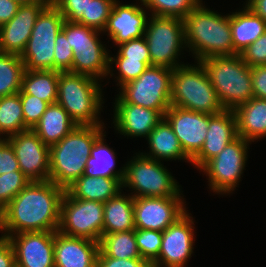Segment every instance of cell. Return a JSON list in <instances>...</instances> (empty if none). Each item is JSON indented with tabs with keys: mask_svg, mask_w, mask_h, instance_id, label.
<instances>
[{
	"mask_svg": "<svg viewBox=\"0 0 266 267\" xmlns=\"http://www.w3.org/2000/svg\"><path fill=\"white\" fill-rule=\"evenodd\" d=\"M65 191L50 180L31 181L0 211L1 236L58 231Z\"/></svg>",
	"mask_w": 266,
	"mask_h": 267,
	"instance_id": "cell-1",
	"label": "cell"
},
{
	"mask_svg": "<svg viewBox=\"0 0 266 267\" xmlns=\"http://www.w3.org/2000/svg\"><path fill=\"white\" fill-rule=\"evenodd\" d=\"M203 0L183 18L186 51L196 61L213 56H230L233 49L230 13L221 15L203 5Z\"/></svg>",
	"mask_w": 266,
	"mask_h": 267,
	"instance_id": "cell-2",
	"label": "cell"
},
{
	"mask_svg": "<svg viewBox=\"0 0 266 267\" xmlns=\"http://www.w3.org/2000/svg\"><path fill=\"white\" fill-rule=\"evenodd\" d=\"M104 125H77L58 143L50 146L49 180L67 189L84 175L88 157L95 141L106 131Z\"/></svg>",
	"mask_w": 266,
	"mask_h": 267,
	"instance_id": "cell-3",
	"label": "cell"
},
{
	"mask_svg": "<svg viewBox=\"0 0 266 267\" xmlns=\"http://www.w3.org/2000/svg\"><path fill=\"white\" fill-rule=\"evenodd\" d=\"M100 83L87 75L59 71L57 103L76 125H104L100 119L105 102Z\"/></svg>",
	"mask_w": 266,
	"mask_h": 267,
	"instance_id": "cell-4",
	"label": "cell"
},
{
	"mask_svg": "<svg viewBox=\"0 0 266 267\" xmlns=\"http://www.w3.org/2000/svg\"><path fill=\"white\" fill-rule=\"evenodd\" d=\"M195 63H186L173 69L171 106L211 115L224 111L202 63Z\"/></svg>",
	"mask_w": 266,
	"mask_h": 267,
	"instance_id": "cell-5",
	"label": "cell"
},
{
	"mask_svg": "<svg viewBox=\"0 0 266 267\" xmlns=\"http://www.w3.org/2000/svg\"><path fill=\"white\" fill-rule=\"evenodd\" d=\"M200 62L225 110H233L253 98L251 67L240 54L213 56Z\"/></svg>",
	"mask_w": 266,
	"mask_h": 267,
	"instance_id": "cell-6",
	"label": "cell"
},
{
	"mask_svg": "<svg viewBox=\"0 0 266 267\" xmlns=\"http://www.w3.org/2000/svg\"><path fill=\"white\" fill-rule=\"evenodd\" d=\"M163 164L145 157L140 152L135 153V156L124 164L122 188L128 187L134 198L184 196L180 188L182 186Z\"/></svg>",
	"mask_w": 266,
	"mask_h": 267,
	"instance_id": "cell-7",
	"label": "cell"
},
{
	"mask_svg": "<svg viewBox=\"0 0 266 267\" xmlns=\"http://www.w3.org/2000/svg\"><path fill=\"white\" fill-rule=\"evenodd\" d=\"M61 30L74 53L72 68L68 72L87 75L99 81L106 79L110 51L99 39L103 32L67 20L64 21Z\"/></svg>",
	"mask_w": 266,
	"mask_h": 267,
	"instance_id": "cell-8",
	"label": "cell"
},
{
	"mask_svg": "<svg viewBox=\"0 0 266 267\" xmlns=\"http://www.w3.org/2000/svg\"><path fill=\"white\" fill-rule=\"evenodd\" d=\"M144 38L147 42L151 66L174 69L185 64L179 56L186 50L183 19L149 15Z\"/></svg>",
	"mask_w": 266,
	"mask_h": 267,
	"instance_id": "cell-9",
	"label": "cell"
},
{
	"mask_svg": "<svg viewBox=\"0 0 266 267\" xmlns=\"http://www.w3.org/2000/svg\"><path fill=\"white\" fill-rule=\"evenodd\" d=\"M173 69L149 66L137 79L119 88L114 103H130L159 111L163 116L170 108Z\"/></svg>",
	"mask_w": 266,
	"mask_h": 267,
	"instance_id": "cell-10",
	"label": "cell"
},
{
	"mask_svg": "<svg viewBox=\"0 0 266 267\" xmlns=\"http://www.w3.org/2000/svg\"><path fill=\"white\" fill-rule=\"evenodd\" d=\"M65 19L50 2L38 15L21 60L25 70H54V47Z\"/></svg>",
	"mask_w": 266,
	"mask_h": 267,
	"instance_id": "cell-11",
	"label": "cell"
},
{
	"mask_svg": "<svg viewBox=\"0 0 266 267\" xmlns=\"http://www.w3.org/2000/svg\"><path fill=\"white\" fill-rule=\"evenodd\" d=\"M249 144L237 136L218 155L207 161L199 170L208 179V186L216 194H228L238 187L245 170Z\"/></svg>",
	"mask_w": 266,
	"mask_h": 267,
	"instance_id": "cell-12",
	"label": "cell"
},
{
	"mask_svg": "<svg viewBox=\"0 0 266 267\" xmlns=\"http://www.w3.org/2000/svg\"><path fill=\"white\" fill-rule=\"evenodd\" d=\"M103 209L102 202L76 199L65 191L58 231L67 236L99 242L103 235Z\"/></svg>",
	"mask_w": 266,
	"mask_h": 267,
	"instance_id": "cell-13",
	"label": "cell"
},
{
	"mask_svg": "<svg viewBox=\"0 0 266 267\" xmlns=\"http://www.w3.org/2000/svg\"><path fill=\"white\" fill-rule=\"evenodd\" d=\"M187 211L184 196L134 198L135 229L164 232Z\"/></svg>",
	"mask_w": 266,
	"mask_h": 267,
	"instance_id": "cell-14",
	"label": "cell"
},
{
	"mask_svg": "<svg viewBox=\"0 0 266 267\" xmlns=\"http://www.w3.org/2000/svg\"><path fill=\"white\" fill-rule=\"evenodd\" d=\"M187 211L175 223L171 224L162 235L158 258L152 267H185L194 253L193 216Z\"/></svg>",
	"mask_w": 266,
	"mask_h": 267,
	"instance_id": "cell-15",
	"label": "cell"
},
{
	"mask_svg": "<svg viewBox=\"0 0 266 267\" xmlns=\"http://www.w3.org/2000/svg\"><path fill=\"white\" fill-rule=\"evenodd\" d=\"M6 140L14 149L20 171L30 181H49L50 147L32 129L14 134Z\"/></svg>",
	"mask_w": 266,
	"mask_h": 267,
	"instance_id": "cell-16",
	"label": "cell"
},
{
	"mask_svg": "<svg viewBox=\"0 0 266 267\" xmlns=\"http://www.w3.org/2000/svg\"><path fill=\"white\" fill-rule=\"evenodd\" d=\"M164 119L178 138L184 153L192 160L201 150L209 125V114L170 106Z\"/></svg>",
	"mask_w": 266,
	"mask_h": 267,
	"instance_id": "cell-17",
	"label": "cell"
},
{
	"mask_svg": "<svg viewBox=\"0 0 266 267\" xmlns=\"http://www.w3.org/2000/svg\"><path fill=\"white\" fill-rule=\"evenodd\" d=\"M7 238L14 249L16 267H55L54 231L21 232Z\"/></svg>",
	"mask_w": 266,
	"mask_h": 267,
	"instance_id": "cell-18",
	"label": "cell"
},
{
	"mask_svg": "<svg viewBox=\"0 0 266 267\" xmlns=\"http://www.w3.org/2000/svg\"><path fill=\"white\" fill-rule=\"evenodd\" d=\"M141 5L122 4L119 0L113 4L107 25L103 31L115 45L144 36L148 15L141 0Z\"/></svg>",
	"mask_w": 266,
	"mask_h": 267,
	"instance_id": "cell-19",
	"label": "cell"
},
{
	"mask_svg": "<svg viewBox=\"0 0 266 267\" xmlns=\"http://www.w3.org/2000/svg\"><path fill=\"white\" fill-rule=\"evenodd\" d=\"M48 4H20L15 16L0 26L1 53L21 56L31 36L36 19Z\"/></svg>",
	"mask_w": 266,
	"mask_h": 267,
	"instance_id": "cell-20",
	"label": "cell"
},
{
	"mask_svg": "<svg viewBox=\"0 0 266 267\" xmlns=\"http://www.w3.org/2000/svg\"><path fill=\"white\" fill-rule=\"evenodd\" d=\"M99 242L54 231L55 267H97Z\"/></svg>",
	"mask_w": 266,
	"mask_h": 267,
	"instance_id": "cell-21",
	"label": "cell"
},
{
	"mask_svg": "<svg viewBox=\"0 0 266 267\" xmlns=\"http://www.w3.org/2000/svg\"><path fill=\"white\" fill-rule=\"evenodd\" d=\"M237 137L236 118L232 110L209 114L208 131L200 152L191 160L199 170Z\"/></svg>",
	"mask_w": 266,
	"mask_h": 267,
	"instance_id": "cell-22",
	"label": "cell"
},
{
	"mask_svg": "<svg viewBox=\"0 0 266 267\" xmlns=\"http://www.w3.org/2000/svg\"><path fill=\"white\" fill-rule=\"evenodd\" d=\"M114 129L125 137L147 138L154 127L164 118L157 110L130 103H114Z\"/></svg>",
	"mask_w": 266,
	"mask_h": 267,
	"instance_id": "cell-23",
	"label": "cell"
},
{
	"mask_svg": "<svg viewBox=\"0 0 266 267\" xmlns=\"http://www.w3.org/2000/svg\"><path fill=\"white\" fill-rule=\"evenodd\" d=\"M237 136L249 142L266 137V99L251 98L233 110Z\"/></svg>",
	"mask_w": 266,
	"mask_h": 267,
	"instance_id": "cell-24",
	"label": "cell"
},
{
	"mask_svg": "<svg viewBox=\"0 0 266 267\" xmlns=\"http://www.w3.org/2000/svg\"><path fill=\"white\" fill-rule=\"evenodd\" d=\"M149 147V153L142 155L157 161L183 160L191 163V159L184 153V150L173 132L169 123L163 118L149 133L146 138Z\"/></svg>",
	"mask_w": 266,
	"mask_h": 267,
	"instance_id": "cell-25",
	"label": "cell"
},
{
	"mask_svg": "<svg viewBox=\"0 0 266 267\" xmlns=\"http://www.w3.org/2000/svg\"><path fill=\"white\" fill-rule=\"evenodd\" d=\"M233 49L237 54L244 51L266 32V21L246 5L230 14Z\"/></svg>",
	"mask_w": 266,
	"mask_h": 267,
	"instance_id": "cell-26",
	"label": "cell"
},
{
	"mask_svg": "<svg viewBox=\"0 0 266 267\" xmlns=\"http://www.w3.org/2000/svg\"><path fill=\"white\" fill-rule=\"evenodd\" d=\"M76 126L66 110L56 102L48 105L32 130L50 147L68 135Z\"/></svg>",
	"mask_w": 266,
	"mask_h": 267,
	"instance_id": "cell-27",
	"label": "cell"
},
{
	"mask_svg": "<svg viewBox=\"0 0 266 267\" xmlns=\"http://www.w3.org/2000/svg\"><path fill=\"white\" fill-rule=\"evenodd\" d=\"M122 180L82 175L66 191L76 199L105 203L122 191Z\"/></svg>",
	"mask_w": 266,
	"mask_h": 267,
	"instance_id": "cell-28",
	"label": "cell"
},
{
	"mask_svg": "<svg viewBox=\"0 0 266 267\" xmlns=\"http://www.w3.org/2000/svg\"><path fill=\"white\" fill-rule=\"evenodd\" d=\"M103 235L135 229L134 197L122 191L104 203Z\"/></svg>",
	"mask_w": 266,
	"mask_h": 267,
	"instance_id": "cell-29",
	"label": "cell"
},
{
	"mask_svg": "<svg viewBox=\"0 0 266 267\" xmlns=\"http://www.w3.org/2000/svg\"><path fill=\"white\" fill-rule=\"evenodd\" d=\"M104 132L94 143L91 154L88 157L85 176L116 178L123 181L124 167L119 170L116 167V153L113 148L105 144L106 137Z\"/></svg>",
	"mask_w": 266,
	"mask_h": 267,
	"instance_id": "cell-30",
	"label": "cell"
},
{
	"mask_svg": "<svg viewBox=\"0 0 266 267\" xmlns=\"http://www.w3.org/2000/svg\"><path fill=\"white\" fill-rule=\"evenodd\" d=\"M59 71L55 70H25L21 90L49 104L56 103L58 97Z\"/></svg>",
	"mask_w": 266,
	"mask_h": 267,
	"instance_id": "cell-31",
	"label": "cell"
},
{
	"mask_svg": "<svg viewBox=\"0 0 266 267\" xmlns=\"http://www.w3.org/2000/svg\"><path fill=\"white\" fill-rule=\"evenodd\" d=\"M98 256L118 259L141 258L135 239V229L102 235Z\"/></svg>",
	"mask_w": 266,
	"mask_h": 267,
	"instance_id": "cell-32",
	"label": "cell"
},
{
	"mask_svg": "<svg viewBox=\"0 0 266 267\" xmlns=\"http://www.w3.org/2000/svg\"><path fill=\"white\" fill-rule=\"evenodd\" d=\"M28 129L24 123L20 94L0 97V139H6Z\"/></svg>",
	"mask_w": 266,
	"mask_h": 267,
	"instance_id": "cell-33",
	"label": "cell"
},
{
	"mask_svg": "<svg viewBox=\"0 0 266 267\" xmlns=\"http://www.w3.org/2000/svg\"><path fill=\"white\" fill-rule=\"evenodd\" d=\"M25 66L16 54L0 53V97L21 91Z\"/></svg>",
	"mask_w": 266,
	"mask_h": 267,
	"instance_id": "cell-34",
	"label": "cell"
},
{
	"mask_svg": "<svg viewBox=\"0 0 266 267\" xmlns=\"http://www.w3.org/2000/svg\"><path fill=\"white\" fill-rule=\"evenodd\" d=\"M152 16L183 19L202 0H141Z\"/></svg>",
	"mask_w": 266,
	"mask_h": 267,
	"instance_id": "cell-35",
	"label": "cell"
},
{
	"mask_svg": "<svg viewBox=\"0 0 266 267\" xmlns=\"http://www.w3.org/2000/svg\"><path fill=\"white\" fill-rule=\"evenodd\" d=\"M115 65V70L113 69ZM149 66L151 62H141L140 60H127V58H109V71L108 77H115L116 73L113 71L118 70V76H116V81L118 86H123L124 84L137 79Z\"/></svg>",
	"mask_w": 266,
	"mask_h": 267,
	"instance_id": "cell-36",
	"label": "cell"
},
{
	"mask_svg": "<svg viewBox=\"0 0 266 267\" xmlns=\"http://www.w3.org/2000/svg\"><path fill=\"white\" fill-rule=\"evenodd\" d=\"M116 0H89L86 15L77 22L103 32Z\"/></svg>",
	"mask_w": 266,
	"mask_h": 267,
	"instance_id": "cell-37",
	"label": "cell"
},
{
	"mask_svg": "<svg viewBox=\"0 0 266 267\" xmlns=\"http://www.w3.org/2000/svg\"><path fill=\"white\" fill-rule=\"evenodd\" d=\"M162 235V231L135 229V239L142 259L152 264L158 258Z\"/></svg>",
	"mask_w": 266,
	"mask_h": 267,
	"instance_id": "cell-38",
	"label": "cell"
},
{
	"mask_svg": "<svg viewBox=\"0 0 266 267\" xmlns=\"http://www.w3.org/2000/svg\"><path fill=\"white\" fill-rule=\"evenodd\" d=\"M21 171H11L0 175V211L17 196L29 183Z\"/></svg>",
	"mask_w": 266,
	"mask_h": 267,
	"instance_id": "cell-39",
	"label": "cell"
},
{
	"mask_svg": "<svg viewBox=\"0 0 266 267\" xmlns=\"http://www.w3.org/2000/svg\"><path fill=\"white\" fill-rule=\"evenodd\" d=\"M19 94L22 103L24 123L29 129H32L40 121L49 103L36 96L25 94L22 90Z\"/></svg>",
	"mask_w": 266,
	"mask_h": 267,
	"instance_id": "cell-40",
	"label": "cell"
},
{
	"mask_svg": "<svg viewBox=\"0 0 266 267\" xmlns=\"http://www.w3.org/2000/svg\"><path fill=\"white\" fill-rule=\"evenodd\" d=\"M117 47V55L113 56L109 54V58H127V60L151 62L147 42L144 36L119 44Z\"/></svg>",
	"mask_w": 266,
	"mask_h": 267,
	"instance_id": "cell-41",
	"label": "cell"
},
{
	"mask_svg": "<svg viewBox=\"0 0 266 267\" xmlns=\"http://www.w3.org/2000/svg\"><path fill=\"white\" fill-rule=\"evenodd\" d=\"M74 53L69 45L65 33L61 30L55 40L54 70L67 72L72 68Z\"/></svg>",
	"mask_w": 266,
	"mask_h": 267,
	"instance_id": "cell-42",
	"label": "cell"
},
{
	"mask_svg": "<svg viewBox=\"0 0 266 267\" xmlns=\"http://www.w3.org/2000/svg\"><path fill=\"white\" fill-rule=\"evenodd\" d=\"M68 22H78L82 15H86L89 0H51Z\"/></svg>",
	"mask_w": 266,
	"mask_h": 267,
	"instance_id": "cell-43",
	"label": "cell"
},
{
	"mask_svg": "<svg viewBox=\"0 0 266 267\" xmlns=\"http://www.w3.org/2000/svg\"><path fill=\"white\" fill-rule=\"evenodd\" d=\"M242 60L249 66L266 65V32L240 53Z\"/></svg>",
	"mask_w": 266,
	"mask_h": 267,
	"instance_id": "cell-44",
	"label": "cell"
},
{
	"mask_svg": "<svg viewBox=\"0 0 266 267\" xmlns=\"http://www.w3.org/2000/svg\"><path fill=\"white\" fill-rule=\"evenodd\" d=\"M20 171L14 149L6 139H0V175Z\"/></svg>",
	"mask_w": 266,
	"mask_h": 267,
	"instance_id": "cell-45",
	"label": "cell"
},
{
	"mask_svg": "<svg viewBox=\"0 0 266 267\" xmlns=\"http://www.w3.org/2000/svg\"><path fill=\"white\" fill-rule=\"evenodd\" d=\"M97 267H152V264L142 258L118 259L97 256Z\"/></svg>",
	"mask_w": 266,
	"mask_h": 267,
	"instance_id": "cell-46",
	"label": "cell"
},
{
	"mask_svg": "<svg viewBox=\"0 0 266 267\" xmlns=\"http://www.w3.org/2000/svg\"><path fill=\"white\" fill-rule=\"evenodd\" d=\"M253 97L266 99V65L251 68Z\"/></svg>",
	"mask_w": 266,
	"mask_h": 267,
	"instance_id": "cell-47",
	"label": "cell"
},
{
	"mask_svg": "<svg viewBox=\"0 0 266 267\" xmlns=\"http://www.w3.org/2000/svg\"><path fill=\"white\" fill-rule=\"evenodd\" d=\"M0 267H16L15 253L10 240L0 237Z\"/></svg>",
	"mask_w": 266,
	"mask_h": 267,
	"instance_id": "cell-48",
	"label": "cell"
},
{
	"mask_svg": "<svg viewBox=\"0 0 266 267\" xmlns=\"http://www.w3.org/2000/svg\"><path fill=\"white\" fill-rule=\"evenodd\" d=\"M19 6L20 4L14 0H0V26L15 16Z\"/></svg>",
	"mask_w": 266,
	"mask_h": 267,
	"instance_id": "cell-49",
	"label": "cell"
},
{
	"mask_svg": "<svg viewBox=\"0 0 266 267\" xmlns=\"http://www.w3.org/2000/svg\"><path fill=\"white\" fill-rule=\"evenodd\" d=\"M245 2L243 4L266 21V0H246Z\"/></svg>",
	"mask_w": 266,
	"mask_h": 267,
	"instance_id": "cell-50",
	"label": "cell"
},
{
	"mask_svg": "<svg viewBox=\"0 0 266 267\" xmlns=\"http://www.w3.org/2000/svg\"><path fill=\"white\" fill-rule=\"evenodd\" d=\"M19 4H49L51 0H14Z\"/></svg>",
	"mask_w": 266,
	"mask_h": 267,
	"instance_id": "cell-51",
	"label": "cell"
}]
</instances>
